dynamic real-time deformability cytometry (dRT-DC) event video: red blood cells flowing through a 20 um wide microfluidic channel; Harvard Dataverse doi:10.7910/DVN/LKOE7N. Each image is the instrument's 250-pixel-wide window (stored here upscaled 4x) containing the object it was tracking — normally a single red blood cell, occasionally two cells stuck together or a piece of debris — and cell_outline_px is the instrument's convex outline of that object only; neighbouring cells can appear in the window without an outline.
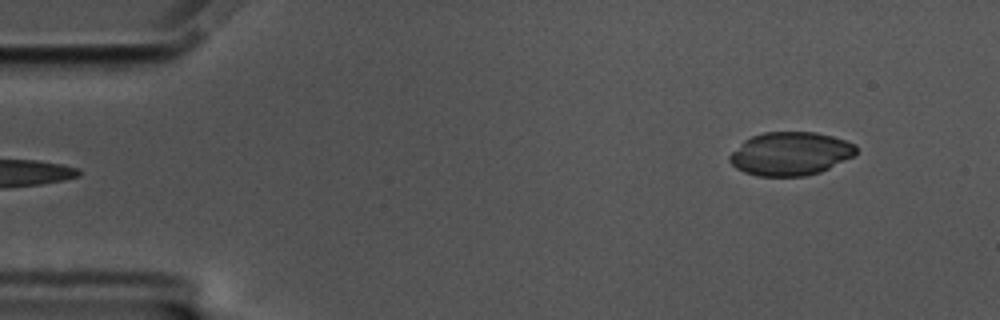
{"species": "common noctule bat (a hibernating species)", "species_latin": "Nyctalus noctula", "temperature_condition": "cold", "stored_images_in_passage": 11, "camera_frame_rate_fps": 3000, "um_per_image_px": 0.085, "animal": {"sex": "male", "body_mass_g": 17.5, "forearm_length_mm": 52.3}, "frame": {"image": 1, "passage_image": 1, "time_ms": 0.0, "image_size_px": [1000, 320], "cell_outline_px": [[856, 152], [852, 156], [820, 172], [804, 176], [756, 176], [744, 172], [736, 168], [728, 160], [728, 156], [744, 140], [752, 136], [764, 132], [816, 132], [832, 136], [856, 144]], "centroid_in_image_um": [67.15, 13.06], "position_along_channel_um": 17.9, "area_um2": 31.85}}